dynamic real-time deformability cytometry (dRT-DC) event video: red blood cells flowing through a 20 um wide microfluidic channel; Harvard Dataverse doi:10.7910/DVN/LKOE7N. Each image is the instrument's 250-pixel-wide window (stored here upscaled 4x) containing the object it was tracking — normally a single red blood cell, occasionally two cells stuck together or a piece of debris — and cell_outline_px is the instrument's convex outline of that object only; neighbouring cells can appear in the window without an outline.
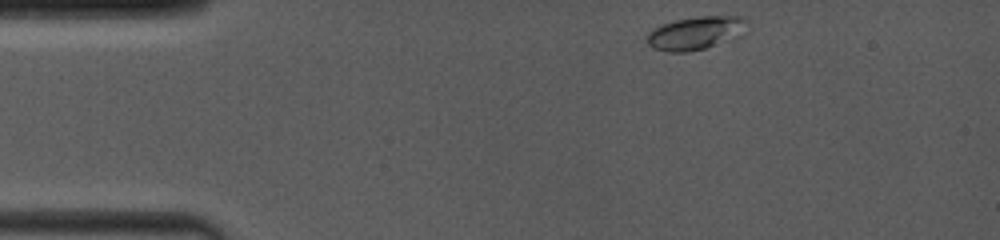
{"species": "common noctule bat (a hibernating species)", "species_latin": "Nyctalus noctula", "temperature_condition": "room temperature", "stored_images_in_passage": 32, "camera_frame_rate_fps": 4000, "um_per_image_px": 0.085, "animal": {"sex": "female", "body_mass_g": 19.0, "forearm_length_mm": 53.3}, "frame": {"image": 1, "passage_image": 1, "time_ms": 0.0, "image_size_px": [1000, 240], "cell_outline_px": [[748, 20], [744, 36], [736, 40], [688, 52], [668, 52], [652, 48], [648, 44], [648, 32], [652, 28], [676, 20], [700, 16], [744, 16]], "centroid_in_image_um": [59.23, 2.81], "position_along_channel_um": 25.8, "area_um2": 19.83}}
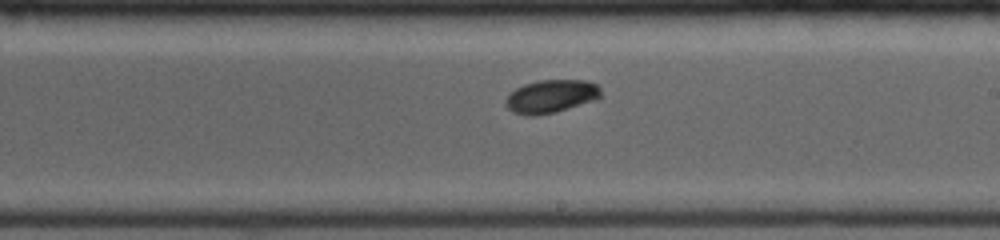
{"frame": {"image": 2, "passage_image": 19, "time_ms": 7.0, "image_size_px": [1000, 240], "cell_outline_px": [[600, 96], [596, 100], [556, 112], [536, 116], [528, 116], [512, 112], [504, 104], [504, 100], [516, 88], [524, 84], [540, 80], [588, 80], [596, 84], [600, 88]], "centroid_in_image_um": [46.83, 8.2], "position_along_channel_um": 242.2, "area_um2": 18.5}}
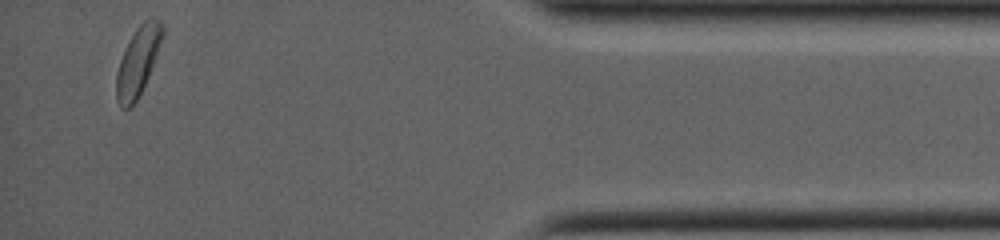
{"frame": {"image": 3, "passage_image": 32, "time_ms": 12.5, "image_size_px": [1000, 240], "cell_outline_px": [[164, 32], [148, 76], [136, 100], [128, 108], [120, 108], [116, 100], [116, 76], [120, 60], [136, 28], [148, 16], [152, 16], [160, 20], [164, 24]], "centroid_in_image_um": [11.73, 5.17], "position_along_channel_um": 423.5, "area_um2": 18.03}, "authors_computed_cell_mechanics": {"area_um2": 17.8313, "velocity_mm_per_s": 4.055, "shape_relaxation_time_tau1_ms": 6.4583, "shape_relaxation_time_tau2_ms": null, "deformation_change_tau1": 0.1337, "deformation_change_tau2": null}}